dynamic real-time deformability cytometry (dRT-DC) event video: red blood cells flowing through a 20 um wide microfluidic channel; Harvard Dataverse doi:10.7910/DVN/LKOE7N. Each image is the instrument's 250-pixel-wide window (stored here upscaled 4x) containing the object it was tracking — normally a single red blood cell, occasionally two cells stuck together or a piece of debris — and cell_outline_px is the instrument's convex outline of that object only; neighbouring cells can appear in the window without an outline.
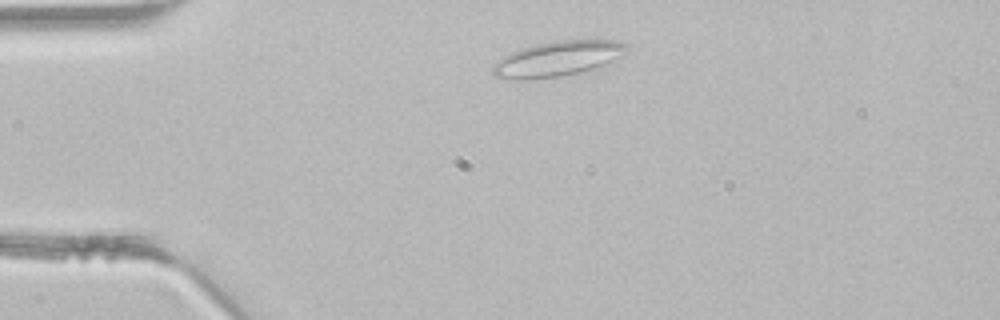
{"species": "common noctule bat (a hibernating species)", "species_latin": "Nyctalus noctula", "temperature_condition": "room temperature", "stored_images_in_passage": 2, "camera_frame_rate_fps": 3000, "um_per_image_px": 0.085, "animal": {"sex": "male", "body_mass_g": 21.5, "forearm_length_mm": 52.0}, "frame": {"image": 1, "passage_image": 1, "time_ms": 0.0, "image_size_px": [1000, 320], "cell_outline_px": [[628, 52], [624, 56], [604, 64], [592, 68], [560, 76], [524, 80], [516, 80], [496, 76], [492, 72], [492, 68], [504, 56], [520, 48], [536, 44], [556, 40], [596, 36], [616, 40], [628, 44]], "centroid_in_image_um": [47.52, 4.92], "position_along_channel_um": 37.5, "area_um2": 28.03}}